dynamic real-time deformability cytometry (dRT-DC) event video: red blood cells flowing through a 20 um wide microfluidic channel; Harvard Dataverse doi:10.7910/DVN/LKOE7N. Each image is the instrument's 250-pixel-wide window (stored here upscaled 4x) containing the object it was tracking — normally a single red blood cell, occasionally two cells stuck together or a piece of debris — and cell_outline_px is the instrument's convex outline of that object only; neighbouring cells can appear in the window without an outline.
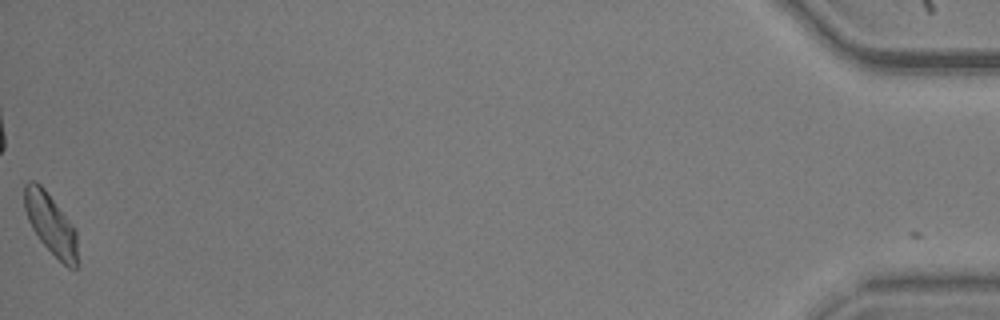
{"species": "common noctule bat (a hibernating species)", "species_latin": "Nyctalus noctula", "temperature_condition": "warm", "stored_images_in_passage": 42, "camera_frame_rate_fps": 3000, "um_per_image_px": 0.085, "animal": {"sex": "male", "body_mass_g": 20.5, "forearm_length_mm": 52.5}, "frame": {"image": 1, "passage_image": 42, "time_ms": 13.667, "image_size_px": [1000, 320], "cell_outline_px": [[76, 268], [68, 268], [40, 240], [32, 228], [28, 220], [24, 208], [24, 184], [28, 180], [36, 180], [44, 188], [76, 228]], "centroid_in_image_um": [4.28, 18.97], "position_along_channel_um": 430.9, "area_um2": 18.67}, "authors_computed_cell_mechanics": {"area_um2": 19.0162, "velocity_mm_per_s": 3.5663, "shape_relaxation_time_tau1_ms": 2.9373, "shape_relaxation_time_tau2_ms": 7.2534, "deformation_change_tau1": 0.1185, "deformation_change_tau2": 0.1106}}